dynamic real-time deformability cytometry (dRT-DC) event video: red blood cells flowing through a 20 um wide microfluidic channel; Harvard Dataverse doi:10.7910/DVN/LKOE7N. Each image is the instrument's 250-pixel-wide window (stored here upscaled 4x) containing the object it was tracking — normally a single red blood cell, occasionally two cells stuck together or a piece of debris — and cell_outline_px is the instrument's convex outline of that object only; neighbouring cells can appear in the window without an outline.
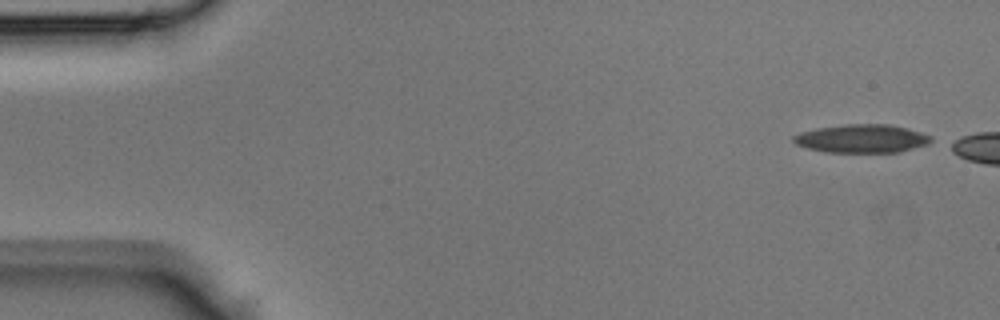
{"species": "Egyptian fruit bat (a non-hibernating species)", "species_latin": "Rousettus aegyptiacus", "temperature_condition": "room temperature", "stored_images_in_passage": 4, "camera_frame_rate_fps": 3000, "um_per_image_px": 0.085, "animal": {"sex": "male"}, "frame": {"image": 1, "passage_image": 1, "time_ms": 0.0, "image_size_px": [1000, 320], "cell_outline_px": [[932, 140], [928, 144], [900, 152], [824, 152], [808, 148], [796, 144], [792, 140], [792, 136], [800, 132], [816, 128], [844, 124], [888, 124], [920, 132], [932, 136]], "centroid_in_image_um": [73.23, 11.78], "position_along_channel_um": 11.8, "area_um2": 22.72}}